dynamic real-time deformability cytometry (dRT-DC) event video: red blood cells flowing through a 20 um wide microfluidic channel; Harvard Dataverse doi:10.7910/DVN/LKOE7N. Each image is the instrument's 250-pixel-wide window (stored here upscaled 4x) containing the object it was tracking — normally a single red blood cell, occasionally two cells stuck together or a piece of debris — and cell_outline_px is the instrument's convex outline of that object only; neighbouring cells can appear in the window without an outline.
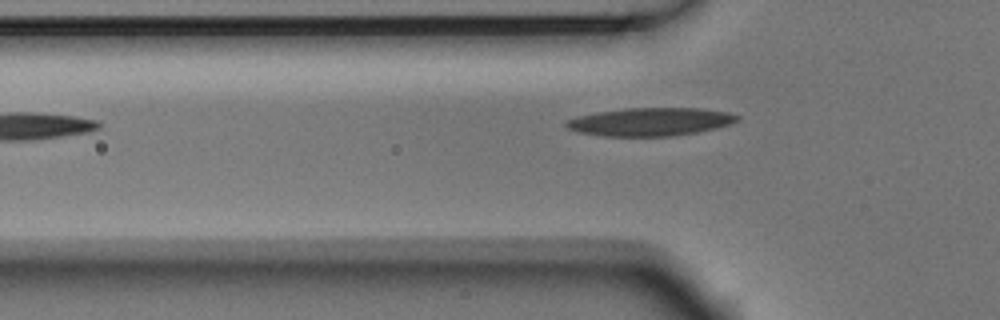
{"species": "Egyptian fruit bat (a non-hibernating species)", "species_latin": "Rousettus aegyptiacus", "temperature_condition": "room temperature", "stored_images_in_passage": 4, "camera_frame_rate_fps": 3000, "um_per_image_px": 0.085, "animal": {"sex": "male"}, "frame": {"image": 1, "passage_image": 4, "time_ms": 1.0, "image_size_px": [1000, 320], "cell_outline_px": [[740, 120], [716, 128], [696, 132], [672, 136], [600, 136], [576, 132], [568, 128], [564, 124], [568, 120], [576, 116], [596, 112], [624, 108], [700, 108], [728, 112], [740, 116]], "centroid_in_image_um": [55.25, 10.35], "position_along_channel_um": 70.6, "area_um2": 28.15}}